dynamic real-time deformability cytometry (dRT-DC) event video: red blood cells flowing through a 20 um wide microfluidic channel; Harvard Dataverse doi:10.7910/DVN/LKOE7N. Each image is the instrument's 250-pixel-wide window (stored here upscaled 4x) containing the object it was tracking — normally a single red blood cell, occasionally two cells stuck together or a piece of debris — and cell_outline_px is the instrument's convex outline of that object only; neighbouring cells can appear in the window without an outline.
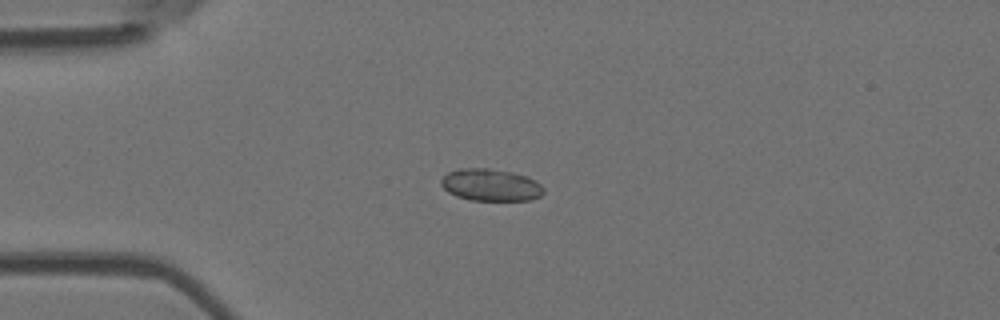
{"species": "Egyptian fruit bat (a non-hibernating species)", "species_latin": "Rousettus aegyptiacus", "temperature_condition": "room temperature", "stored_images_in_passage": 41, "camera_frame_rate_fps": 3000, "um_per_image_px": 0.085, "animal": {"sex": "female"}, "frame": {"image": 1, "passage_image": 1, "time_ms": 0.0, "image_size_px": [1000, 320], "cell_outline_px": [[544, 192], [540, 196], [528, 200], [472, 200], [456, 196], [448, 192], [440, 184], [440, 180], [448, 172], [456, 168], [488, 168], [512, 172], [528, 176], [536, 180], [544, 188]], "centroid_in_image_um": [41.7, 15.71], "position_along_channel_um": 43.3, "area_um2": 19.31}}
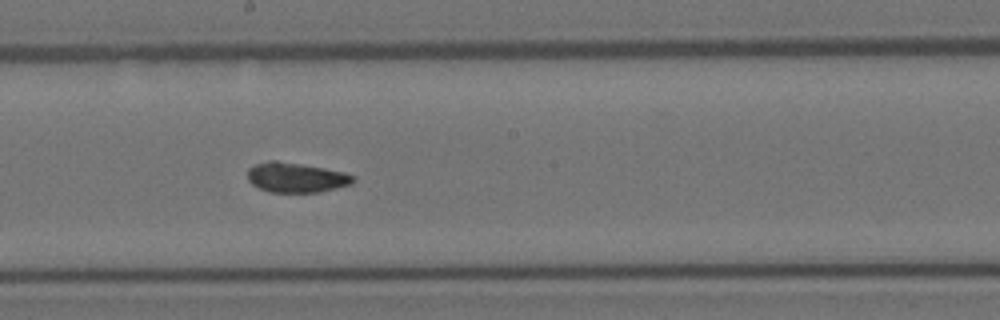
{"frame": {"image": 2, "passage_image": 17, "time_ms": 5.333, "image_size_px": [1000, 320], "cell_outline_px": [[356, 180], [352, 184], [320, 192], [268, 192], [252, 184], [248, 180], [248, 168], [256, 164], [268, 160], [276, 160], [324, 168], [344, 172], [356, 176]], "centroid_in_image_um": [25.19, 15.09], "position_along_channel_um": 223.0, "area_um2": 18.44}}
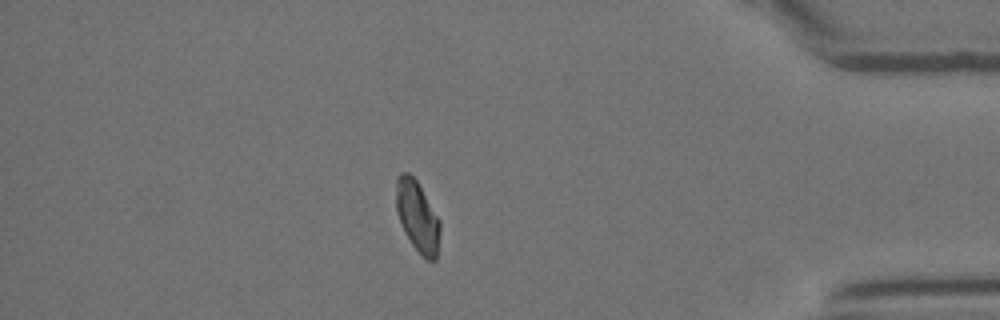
{"frame": {"image": 3, "passage_image": 34, "time_ms": 11.0, "image_size_px": [1000, 320], "cell_outline_px": [[440, 232], [436, 260], [428, 260], [412, 244], [404, 232], [396, 212], [396, 176], [400, 172], [408, 172], [416, 180], [440, 220]], "centroid_in_image_um": [35.46, 18.36], "position_along_channel_um": 399.7, "area_um2": 18.03}, "authors_computed_cell_mechanics": {"area_um2": 18.4382, "velocity_mm_per_s": 3.7752, "shape_relaxation_time_tau1_ms": 3.4471, "shape_relaxation_time_tau2_ms": 2.0163, "deformation_change_tau1": 0.0624, "deformation_change_tau2": 0.0553}}